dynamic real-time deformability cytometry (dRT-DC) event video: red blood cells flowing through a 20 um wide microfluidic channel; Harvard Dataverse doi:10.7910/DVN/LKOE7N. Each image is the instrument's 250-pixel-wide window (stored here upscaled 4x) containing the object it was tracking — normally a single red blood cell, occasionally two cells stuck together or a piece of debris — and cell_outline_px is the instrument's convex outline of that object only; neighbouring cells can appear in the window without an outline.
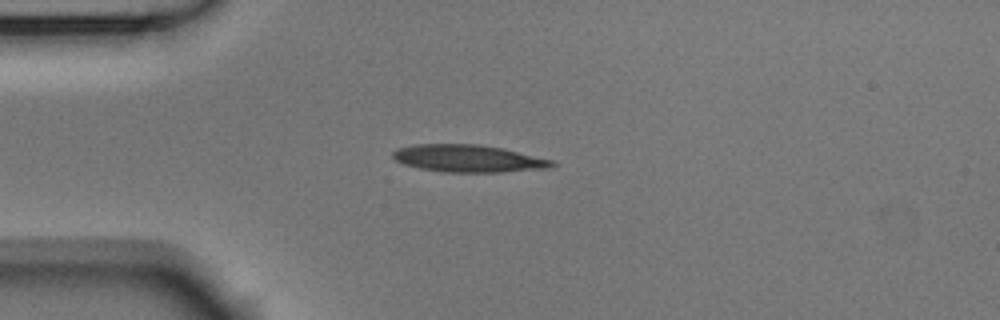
{"species": "Egyptian fruit bat (a non-hibernating species)", "species_latin": "Rousettus aegyptiacus", "temperature_condition": "room temperature", "stored_images_in_passage": 1, "camera_frame_rate_fps": 3000, "um_per_image_px": 0.085, "animal": {"sex": "male"}, "frame": {"image": 1, "passage_image": 1, "time_ms": 0.0, "image_size_px": [1000, 320], "cell_outline_px": [[556, 164], [548, 168], [500, 172], [444, 172], [420, 168], [404, 164], [396, 160], [392, 156], [392, 152], [400, 148], [416, 144], [476, 144], [500, 148], [556, 160]], "centroid_in_image_um": [39.83, 13.47], "position_along_channel_um": 45.2, "area_um2": 25.14}}